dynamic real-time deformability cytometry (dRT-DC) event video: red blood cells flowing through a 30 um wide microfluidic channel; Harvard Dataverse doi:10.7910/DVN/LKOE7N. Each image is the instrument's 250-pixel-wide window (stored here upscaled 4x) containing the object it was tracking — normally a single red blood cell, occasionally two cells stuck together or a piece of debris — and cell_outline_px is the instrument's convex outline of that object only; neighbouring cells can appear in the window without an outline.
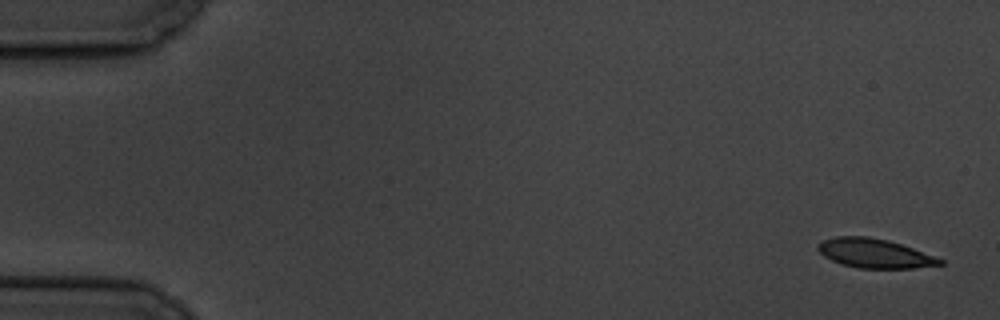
{"species": "common noctule bat (a hibernating species)", "species_latin": "Nyctalus noctula", "temperature_condition": "cold", "stored_images_in_passage": 3, "camera_frame_rate_fps": 3000, "um_per_image_px": 0.085, "animal": {"sex": "male", "body_mass_g": 19.5, "forearm_length_mm": 54.6}, "frame": {"image": 1, "passage_image": 1, "time_ms": 0.0, "image_size_px": [1000, 320], "cell_outline_px": [[944, 264], [912, 268], [856, 268], [840, 264], [824, 256], [816, 248], [824, 240], [836, 236], [868, 236], [888, 240], [912, 248], [944, 260]], "centroid_in_image_um": [74.32, 21.54], "position_along_channel_um": 10.7, "area_um2": 20.58}}